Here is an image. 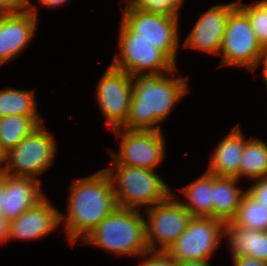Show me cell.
Here are the masks:
<instances>
[{
	"label": "cell",
	"instance_id": "obj_1",
	"mask_svg": "<svg viewBox=\"0 0 267 266\" xmlns=\"http://www.w3.org/2000/svg\"><path fill=\"white\" fill-rule=\"evenodd\" d=\"M169 73L133 75L130 113L121 129L161 130L159 125L173 110L179 98L188 92L187 78H174ZM171 75L167 77L166 75ZM135 79V80H134Z\"/></svg>",
	"mask_w": 267,
	"mask_h": 266
},
{
	"label": "cell",
	"instance_id": "obj_2",
	"mask_svg": "<svg viewBox=\"0 0 267 266\" xmlns=\"http://www.w3.org/2000/svg\"><path fill=\"white\" fill-rule=\"evenodd\" d=\"M116 207L112 181L104 169L72 181L66 217L61 213L71 244L79 237L83 240Z\"/></svg>",
	"mask_w": 267,
	"mask_h": 266
},
{
	"label": "cell",
	"instance_id": "obj_3",
	"mask_svg": "<svg viewBox=\"0 0 267 266\" xmlns=\"http://www.w3.org/2000/svg\"><path fill=\"white\" fill-rule=\"evenodd\" d=\"M145 218L139 208L116 207L84 239L118 255H141L147 257Z\"/></svg>",
	"mask_w": 267,
	"mask_h": 266
},
{
	"label": "cell",
	"instance_id": "obj_4",
	"mask_svg": "<svg viewBox=\"0 0 267 266\" xmlns=\"http://www.w3.org/2000/svg\"><path fill=\"white\" fill-rule=\"evenodd\" d=\"M110 163L114 164L115 168L109 167L104 170L112 181L118 207L135 210L142 205L152 207L165 201L172 194L166 182L154 170L116 165L113 161Z\"/></svg>",
	"mask_w": 267,
	"mask_h": 266
},
{
	"label": "cell",
	"instance_id": "obj_5",
	"mask_svg": "<svg viewBox=\"0 0 267 266\" xmlns=\"http://www.w3.org/2000/svg\"><path fill=\"white\" fill-rule=\"evenodd\" d=\"M121 20L137 34V38L151 42L176 63L179 48L178 15L146 11L129 1Z\"/></svg>",
	"mask_w": 267,
	"mask_h": 266
},
{
	"label": "cell",
	"instance_id": "obj_6",
	"mask_svg": "<svg viewBox=\"0 0 267 266\" xmlns=\"http://www.w3.org/2000/svg\"><path fill=\"white\" fill-rule=\"evenodd\" d=\"M55 152L54 137L40 125L6 154L4 173L38 179L53 164Z\"/></svg>",
	"mask_w": 267,
	"mask_h": 266
},
{
	"label": "cell",
	"instance_id": "obj_7",
	"mask_svg": "<svg viewBox=\"0 0 267 266\" xmlns=\"http://www.w3.org/2000/svg\"><path fill=\"white\" fill-rule=\"evenodd\" d=\"M224 236V221L212 217H192L186 230L165 253L175 262L208 261Z\"/></svg>",
	"mask_w": 267,
	"mask_h": 266
},
{
	"label": "cell",
	"instance_id": "obj_8",
	"mask_svg": "<svg viewBox=\"0 0 267 266\" xmlns=\"http://www.w3.org/2000/svg\"><path fill=\"white\" fill-rule=\"evenodd\" d=\"M120 57L115 56L111 65L129 75L148 73L164 74L176 69L175 64L151 42L137 38L122 20L120 22Z\"/></svg>",
	"mask_w": 267,
	"mask_h": 266
},
{
	"label": "cell",
	"instance_id": "obj_9",
	"mask_svg": "<svg viewBox=\"0 0 267 266\" xmlns=\"http://www.w3.org/2000/svg\"><path fill=\"white\" fill-rule=\"evenodd\" d=\"M263 47L257 41L248 16L236 6L229 14L220 48L222 66L247 67L254 71Z\"/></svg>",
	"mask_w": 267,
	"mask_h": 266
},
{
	"label": "cell",
	"instance_id": "obj_10",
	"mask_svg": "<svg viewBox=\"0 0 267 266\" xmlns=\"http://www.w3.org/2000/svg\"><path fill=\"white\" fill-rule=\"evenodd\" d=\"M173 194L145 210L148 217L145 220L146 244L149 251H157L155 243H158V251L165 252L186 230L192 218L190 212L181 202L175 200Z\"/></svg>",
	"mask_w": 267,
	"mask_h": 266
},
{
	"label": "cell",
	"instance_id": "obj_11",
	"mask_svg": "<svg viewBox=\"0 0 267 266\" xmlns=\"http://www.w3.org/2000/svg\"><path fill=\"white\" fill-rule=\"evenodd\" d=\"M116 128L121 137L119 154L111 152L116 165H126L154 170L164 158L165 141L161 130H130ZM121 132V133H120Z\"/></svg>",
	"mask_w": 267,
	"mask_h": 266
},
{
	"label": "cell",
	"instance_id": "obj_12",
	"mask_svg": "<svg viewBox=\"0 0 267 266\" xmlns=\"http://www.w3.org/2000/svg\"><path fill=\"white\" fill-rule=\"evenodd\" d=\"M133 77L110 65L98 82L97 101L107 126L121 128L127 121L132 99Z\"/></svg>",
	"mask_w": 267,
	"mask_h": 266
},
{
	"label": "cell",
	"instance_id": "obj_13",
	"mask_svg": "<svg viewBox=\"0 0 267 266\" xmlns=\"http://www.w3.org/2000/svg\"><path fill=\"white\" fill-rule=\"evenodd\" d=\"M36 8L28 1L25 10L0 14V66L20 54L35 35Z\"/></svg>",
	"mask_w": 267,
	"mask_h": 266
},
{
	"label": "cell",
	"instance_id": "obj_14",
	"mask_svg": "<svg viewBox=\"0 0 267 266\" xmlns=\"http://www.w3.org/2000/svg\"><path fill=\"white\" fill-rule=\"evenodd\" d=\"M236 6L237 2H232L211 7L199 17L185 39L184 46L206 53L220 54L229 14Z\"/></svg>",
	"mask_w": 267,
	"mask_h": 266
},
{
	"label": "cell",
	"instance_id": "obj_15",
	"mask_svg": "<svg viewBox=\"0 0 267 266\" xmlns=\"http://www.w3.org/2000/svg\"><path fill=\"white\" fill-rule=\"evenodd\" d=\"M40 186V179L3 173L2 216L4 219L10 222L45 199Z\"/></svg>",
	"mask_w": 267,
	"mask_h": 266
},
{
	"label": "cell",
	"instance_id": "obj_16",
	"mask_svg": "<svg viewBox=\"0 0 267 266\" xmlns=\"http://www.w3.org/2000/svg\"><path fill=\"white\" fill-rule=\"evenodd\" d=\"M61 223V213L45 198L38 205L26 210L8 222V238L34 240L49 234Z\"/></svg>",
	"mask_w": 267,
	"mask_h": 266
},
{
	"label": "cell",
	"instance_id": "obj_17",
	"mask_svg": "<svg viewBox=\"0 0 267 266\" xmlns=\"http://www.w3.org/2000/svg\"><path fill=\"white\" fill-rule=\"evenodd\" d=\"M239 126H235L217 145L210 159L208 172L216 176L240 178V162L247 140Z\"/></svg>",
	"mask_w": 267,
	"mask_h": 266
},
{
	"label": "cell",
	"instance_id": "obj_18",
	"mask_svg": "<svg viewBox=\"0 0 267 266\" xmlns=\"http://www.w3.org/2000/svg\"><path fill=\"white\" fill-rule=\"evenodd\" d=\"M224 236H228L231 255H244L267 261V231L252 230L224 222Z\"/></svg>",
	"mask_w": 267,
	"mask_h": 266
},
{
	"label": "cell",
	"instance_id": "obj_19",
	"mask_svg": "<svg viewBox=\"0 0 267 266\" xmlns=\"http://www.w3.org/2000/svg\"><path fill=\"white\" fill-rule=\"evenodd\" d=\"M240 179L213 174V218L230 221L246 191L236 187Z\"/></svg>",
	"mask_w": 267,
	"mask_h": 266
},
{
	"label": "cell",
	"instance_id": "obj_20",
	"mask_svg": "<svg viewBox=\"0 0 267 266\" xmlns=\"http://www.w3.org/2000/svg\"><path fill=\"white\" fill-rule=\"evenodd\" d=\"M188 202L181 204L190 212L192 217L213 218V174L206 171L204 175L196 179L182 189Z\"/></svg>",
	"mask_w": 267,
	"mask_h": 266
},
{
	"label": "cell",
	"instance_id": "obj_21",
	"mask_svg": "<svg viewBox=\"0 0 267 266\" xmlns=\"http://www.w3.org/2000/svg\"><path fill=\"white\" fill-rule=\"evenodd\" d=\"M40 116L7 115L0 118V146L7 154L41 124Z\"/></svg>",
	"mask_w": 267,
	"mask_h": 266
},
{
	"label": "cell",
	"instance_id": "obj_22",
	"mask_svg": "<svg viewBox=\"0 0 267 266\" xmlns=\"http://www.w3.org/2000/svg\"><path fill=\"white\" fill-rule=\"evenodd\" d=\"M250 180L267 177V143L257 138L248 139L245 143L240 162V179Z\"/></svg>",
	"mask_w": 267,
	"mask_h": 266
},
{
	"label": "cell",
	"instance_id": "obj_23",
	"mask_svg": "<svg viewBox=\"0 0 267 266\" xmlns=\"http://www.w3.org/2000/svg\"><path fill=\"white\" fill-rule=\"evenodd\" d=\"M32 90L5 88L0 91V118L7 115L39 116Z\"/></svg>",
	"mask_w": 267,
	"mask_h": 266
},
{
	"label": "cell",
	"instance_id": "obj_24",
	"mask_svg": "<svg viewBox=\"0 0 267 266\" xmlns=\"http://www.w3.org/2000/svg\"><path fill=\"white\" fill-rule=\"evenodd\" d=\"M231 221L242 228L267 231V207L246 191Z\"/></svg>",
	"mask_w": 267,
	"mask_h": 266
},
{
	"label": "cell",
	"instance_id": "obj_25",
	"mask_svg": "<svg viewBox=\"0 0 267 266\" xmlns=\"http://www.w3.org/2000/svg\"><path fill=\"white\" fill-rule=\"evenodd\" d=\"M237 6L248 16L257 41L262 47H267V9L260 2L247 5L240 0Z\"/></svg>",
	"mask_w": 267,
	"mask_h": 266
},
{
	"label": "cell",
	"instance_id": "obj_26",
	"mask_svg": "<svg viewBox=\"0 0 267 266\" xmlns=\"http://www.w3.org/2000/svg\"><path fill=\"white\" fill-rule=\"evenodd\" d=\"M183 1L185 0H131L140 9L173 15H179Z\"/></svg>",
	"mask_w": 267,
	"mask_h": 266
},
{
	"label": "cell",
	"instance_id": "obj_27",
	"mask_svg": "<svg viewBox=\"0 0 267 266\" xmlns=\"http://www.w3.org/2000/svg\"><path fill=\"white\" fill-rule=\"evenodd\" d=\"M150 257L146 258L139 266H176V262L172 260L165 252L149 251Z\"/></svg>",
	"mask_w": 267,
	"mask_h": 266
},
{
	"label": "cell",
	"instance_id": "obj_28",
	"mask_svg": "<svg viewBox=\"0 0 267 266\" xmlns=\"http://www.w3.org/2000/svg\"><path fill=\"white\" fill-rule=\"evenodd\" d=\"M246 191L255 200L267 207V177L256 180Z\"/></svg>",
	"mask_w": 267,
	"mask_h": 266
},
{
	"label": "cell",
	"instance_id": "obj_29",
	"mask_svg": "<svg viewBox=\"0 0 267 266\" xmlns=\"http://www.w3.org/2000/svg\"><path fill=\"white\" fill-rule=\"evenodd\" d=\"M29 0H0V14L14 13L28 8Z\"/></svg>",
	"mask_w": 267,
	"mask_h": 266
},
{
	"label": "cell",
	"instance_id": "obj_30",
	"mask_svg": "<svg viewBox=\"0 0 267 266\" xmlns=\"http://www.w3.org/2000/svg\"><path fill=\"white\" fill-rule=\"evenodd\" d=\"M232 260L234 266H267V261L244 255L233 256Z\"/></svg>",
	"mask_w": 267,
	"mask_h": 266
},
{
	"label": "cell",
	"instance_id": "obj_31",
	"mask_svg": "<svg viewBox=\"0 0 267 266\" xmlns=\"http://www.w3.org/2000/svg\"><path fill=\"white\" fill-rule=\"evenodd\" d=\"M8 222L0 215V244L7 242Z\"/></svg>",
	"mask_w": 267,
	"mask_h": 266
},
{
	"label": "cell",
	"instance_id": "obj_32",
	"mask_svg": "<svg viewBox=\"0 0 267 266\" xmlns=\"http://www.w3.org/2000/svg\"><path fill=\"white\" fill-rule=\"evenodd\" d=\"M263 63V77H264V83H266V86H267V47H263V50H262V53L260 55V58L259 60L257 61V65L259 63Z\"/></svg>",
	"mask_w": 267,
	"mask_h": 266
},
{
	"label": "cell",
	"instance_id": "obj_33",
	"mask_svg": "<svg viewBox=\"0 0 267 266\" xmlns=\"http://www.w3.org/2000/svg\"><path fill=\"white\" fill-rule=\"evenodd\" d=\"M176 266H211L208 261L205 260H192L176 262Z\"/></svg>",
	"mask_w": 267,
	"mask_h": 266
},
{
	"label": "cell",
	"instance_id": "obj_34",
	"mask_svg": "<svg viewBox=\"0 0 267 266\" xmlns=\"http://www.w3.org/2000/svg\"><path fill=\"white\" fill-rule=\"evenodd\" d=\"M68 0H38L39 4H41L43 7H57L60 5H63Z\"/></svg>",
	"mask_w": 267,
	"mask_h": 266
},
{
	"label": "cell",
	"instance_id": "obj_35",
	"mask_svg": "<svg viewBox=\"0 0 267 266\" xmlns=\"http://www.w3.org/2000/svg\"><path fill=\"white\" fill-rule=\"evenodd\" d=\"M2 163H6V153L2 150L0 146V175L4 173V170L6 168Z\"/></svg>",
	"mask_w": 267,
	"mask_h": 266
},
{
	"label": "cell",
	"instance_id": "obj_36",
	"mask_svg": "<svg viewBox=\"0 0 267 266\" xmlns=\"http://www.w3.org/2000/svg\"><path fill=\"white\" fill-rule=\"evenodd\" d=\"M3 201V174L0 175V215L2 216Z\"/></svg>",
	"mask_w": 267,
	"mask_h": 266
},
{
	"label": "cell",
	"instance_id": "obj_37",
	"mask_svg": "<svg viewBox=\"0 0 267 266\" xmlns=\"http://www.w3.org/2000/svg\"><path fill=\"white\" fill-rule=\"evenodd\" d=\"M267 9V0L259 1Z\"/></svg>",
	"mask_w": 267,
	"mask_h": 266
}]
</instances>
